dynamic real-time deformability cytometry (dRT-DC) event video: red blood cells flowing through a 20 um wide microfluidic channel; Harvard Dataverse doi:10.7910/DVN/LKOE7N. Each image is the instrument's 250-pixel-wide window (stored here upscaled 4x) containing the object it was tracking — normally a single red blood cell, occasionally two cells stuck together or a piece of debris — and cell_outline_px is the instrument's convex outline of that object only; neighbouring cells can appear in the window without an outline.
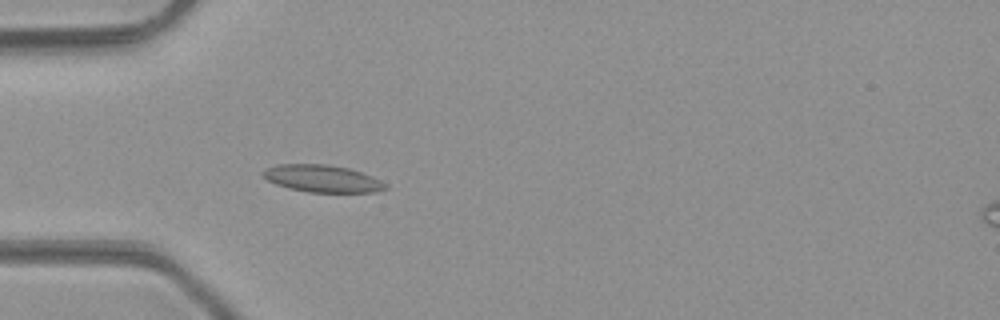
{"species": "common noctule bat (a hibernating species)", "species_latin": "Nyctalus noctula", "temperature_condition": "room temperature", "stored_images_in_passage": 50, "camera_frame_rate_fps": 3000, "um_per_image_px": 0.085, "animal": {"sex": "male", "body_mass_g": 23.1, "forearm_length_mm": 52.7}, "frame": {"image": 1, "passage_image": 16, "time_ms": 5.0, "image_size_px": [1000, 320], "cell_outline_px": [[388, 188], [376, 192], [308, 192], [288, 188], [276, 184], [268, 180], [260, 172], [276, 164], [328, 164], [348, 168], [372, 176], [380, 180]], "centroid_in_image_um": [27.38, 15.18], "position_along_channel_um": 57.6, "area_um2": 19.31}}
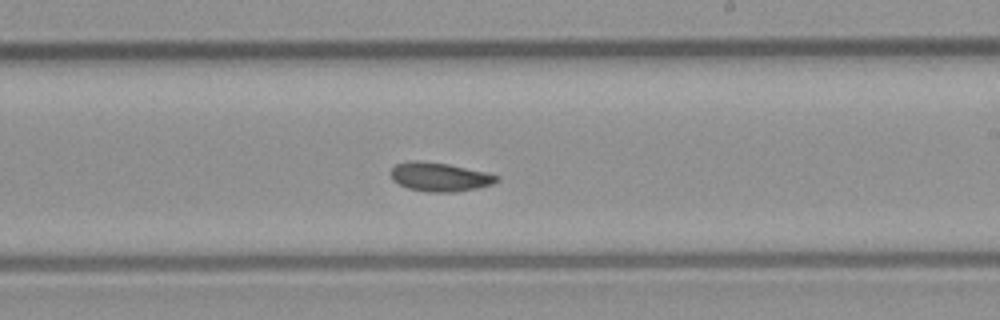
{"frame": {"image": 2, "passage_image": 30, "time_ms": 9.667, "image_size_px": [1000, 320], "cell_outline_px": [[500, 180], [492, 184], [476, 188], [456, 192], [428, 192], [408, 188], [392, 180], [392, 168], [396, 164], [408, 160], [416, 160], [448, 164], [484, 172], [500, 176]], "centroid_in_image_um": [37.37, 15.04], "position_along_channel_um": 251.6, "area_um2": 17.69}}
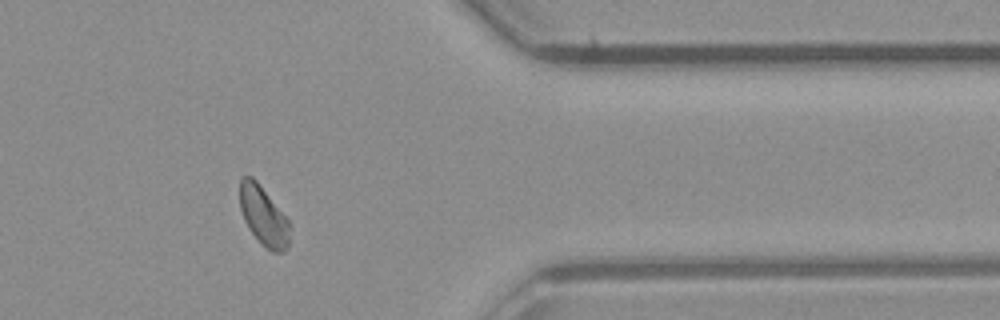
{"frame": {"image": 3, "passage_image": 41, "time_ms": 13.333, "image_size_px": [1000, 320], "cell_outline_px": [[292, 224], [288, 244], [284, 252], [272, 252], [248, 228], [244, 220], [240, 208], [240, 176], [252, 176], [256, 180]], "centroid_in_image_um": [22.41, 18.33], "position_along_channel_um": 389.0, "area_um2": 17.11}, "authors_computed_cell_mechanics": {"area_um2": 17.8602, "velocity_mm_per_s": 4.2585, "shape_relaxation_time_tau1_ms": null, "shape_relaxation_time_tau2_ms": 1.6508, "deformation_change_tau1": null, "deformation_change_tau2": 0.0484}}